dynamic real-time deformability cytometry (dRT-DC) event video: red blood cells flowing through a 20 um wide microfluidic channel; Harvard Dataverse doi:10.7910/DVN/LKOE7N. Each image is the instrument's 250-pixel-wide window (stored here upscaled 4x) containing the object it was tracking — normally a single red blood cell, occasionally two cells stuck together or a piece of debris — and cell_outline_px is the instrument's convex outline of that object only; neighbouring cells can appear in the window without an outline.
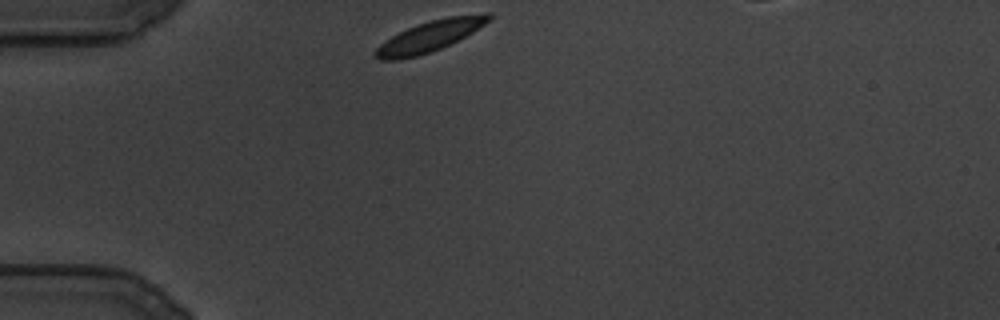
{"species": "common noctule bat (a hibernating species)", "species_latin": "Nyctalus noctula", "temperature_condition": "cold", "stored_images_in_passage": 74, "camera_frame_rate_fps": 3000, "um_per_image_px": 0.085, "animal": {"sex": "male", "body_mass_g": 19.5, "forearm_length_mm": 54.6}, "frame": {"image": 1, "passage_image": 1, "time_ms": 0.0, "image_size_px": [1000, 320], "cell_outline_px": [[492, 16], [484, 24], [472, 32], [440, 48], [416, 56], [396, 60], [380, 60], [376, 56], [376, 48], [380, 44], [392, 36], [408, 28], [432, 20], [448, 16], [488, 12]], "centroid_in_image_um": [36.53, 3.06], "position_along_channel_um": 48.5, "area_um2": 19.65}}
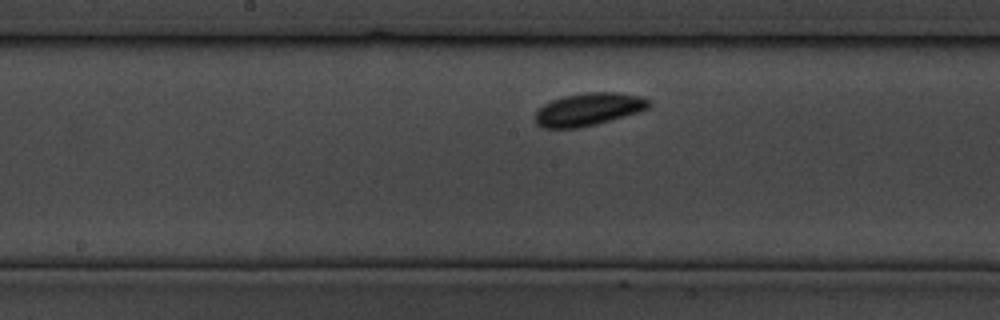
{"frame": {"image": 2, "passage_image": 33, "time_ms": 10.667, "image_size_px": [1000, 320], "cell_outline_px": [[652, 104], [648, 108], [636, 112], [596, 124], [576, 128], [544, 128], [536, 124], [536, 112], [544, 104], [552, 100], [564, 96], [588, 92], [616, 92], [640, 96], [652, 100]], "centroid_in_image_um": [50.03, 9.28], "position_along_channel_um": 198.2, "area_um2": 21.44}}
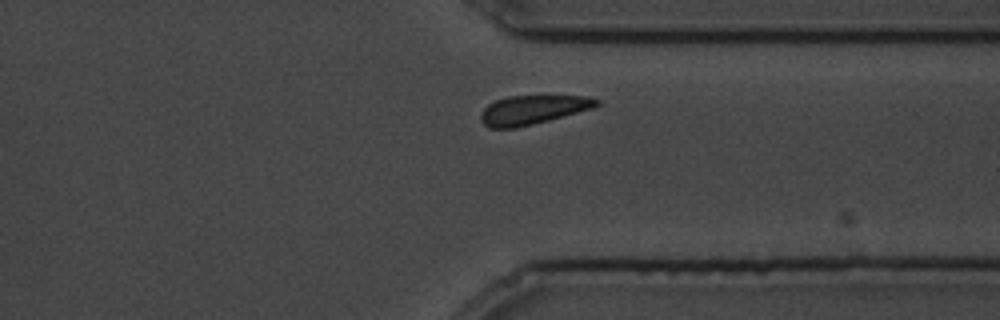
{"frame": {"image": 3, "passage_image": 64, "time_ms": 21.0, "image_size_px": [1000, 320], "cell_outline_px": [[600, 104], [592, 108], [548, 120], [516, 128], [488, 128], [480, 120], [480, 116], [484, 108], [488, 104], [496, 100], [508, 96], [544, 92], [588, 96], [600, 100]], "centroid_in_image_um": [45.33, 9.26], "position_along_channel_um": 366.1, "area_um2": 20.58}}